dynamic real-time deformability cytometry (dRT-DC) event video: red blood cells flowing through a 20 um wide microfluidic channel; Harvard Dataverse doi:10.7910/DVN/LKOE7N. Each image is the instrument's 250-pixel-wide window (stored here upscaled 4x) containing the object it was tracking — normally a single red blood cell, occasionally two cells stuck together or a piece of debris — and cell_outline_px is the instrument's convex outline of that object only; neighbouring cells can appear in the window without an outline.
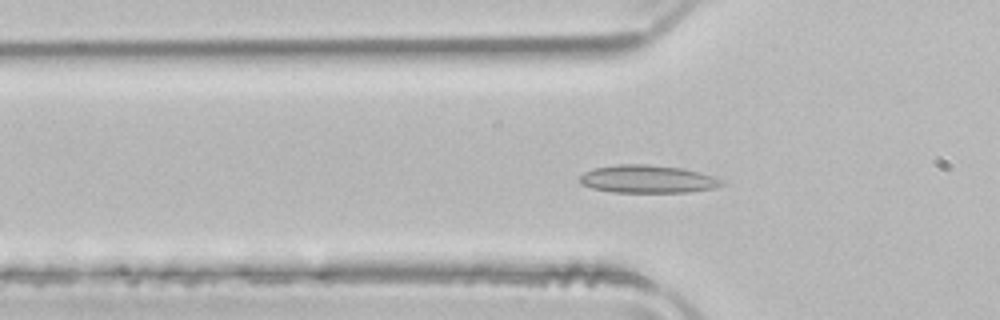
{"species": "common noctule bat (a hibernating species)", "species_latin": "Nyctalus noctula", "temperature_condition": "room temperature", "stored_images_in_passage": 52, "camera_frame_rate_fps": 3000, "um_per_image_px": 0.085, "animal": {"sex": "male", "body_mass_g": 21.5, "forearm_length_mm": 52.0}, "frame": {"image": 1, "passage_image": 16, "time_ms": 5.0, "image_size_px": [1000, 320], "cell_outline_px": [[724, 184], [712, 188], [688, 192], [612, 192], [592, 188], [580, 184], [580, 176], [584, 172], [592, 168], [616, 164], [648, 164], [684, 168], [700, 172], [724, 180]], "centroid_in_image_um": [55.02, 15.21], "position_along_channel_um": 70.8, "area_um2": 23.18}}
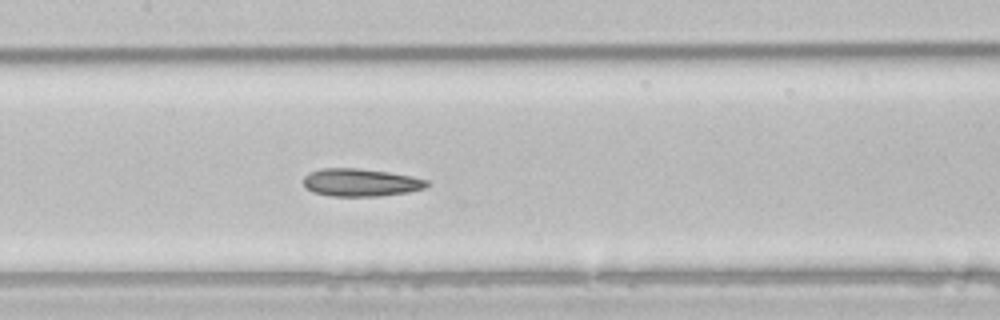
{"frame": {"image": 2, "passage_image": 24, "time_ms": 7.667, "image_size_px": [1000, 320], "cell_outline_px": [[428, 184], [424, 188], [408, 192], [380, 196], [328, 196], [312, 192], [304, 188], [304, 176], [308, 172], [320, 168], [356, 168], [388, 172], [412, 176], [428, 180]], "centroid_in_image_um": [30.6, 15.51], "position_along_channel_um": 176.8, "area_um2": 20.11}}
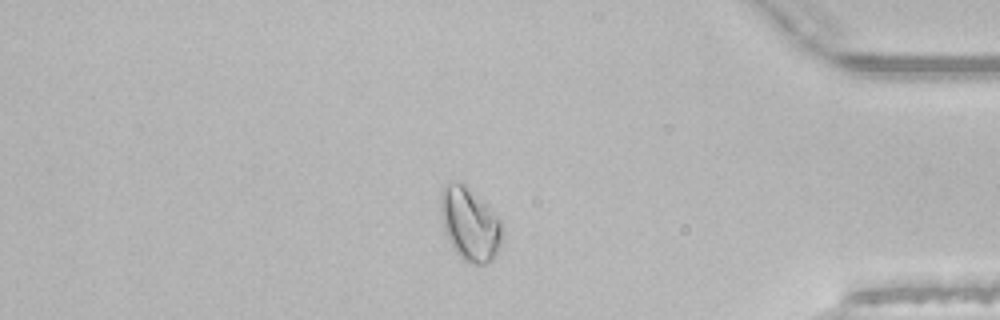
{"frame": {"image": 3, "passage_image": 43, "time_ms": 14.0, "image_size_px": [1000, 320], "cell_outline_px": [[504, 228], [500, 244], [492, 260], [484, 264], [472, 264], [464, 260], [456, 252], [444, 232], [440, 208], [440, 192], [444, 184], [464, 184], [504, 224]], "centroid_in_image_um": [39.92, 19.08], "position_along_channel_um": 395.3, "area_um2": 25.72}}